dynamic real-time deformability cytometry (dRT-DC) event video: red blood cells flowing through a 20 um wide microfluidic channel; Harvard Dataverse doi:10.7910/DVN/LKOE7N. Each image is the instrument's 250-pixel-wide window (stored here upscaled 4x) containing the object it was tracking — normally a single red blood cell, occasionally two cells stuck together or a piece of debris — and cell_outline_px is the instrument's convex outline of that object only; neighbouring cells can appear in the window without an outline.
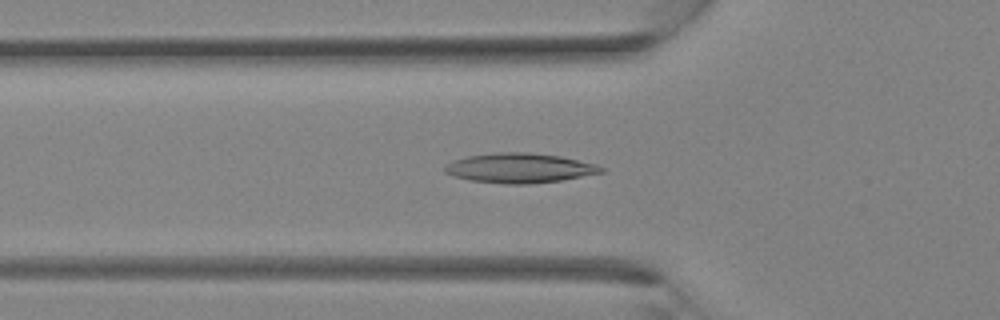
{"species": "Egyptian fruit bat (a non-hibernating species)", "species_latin": "Rousettus aegyptiacus", "temperature_condition": "room temperature", "stored_images_in_passage": 34, "camera_frame_rate_fps": 3000, "um_per_image_px": 0.085, "animal": {"sex": "female"}, "frame": {"image": 1, "passage_image": 11, "time_ms": 3.333, "image_size_px": [1000, 320], "cell_outline_px": [[604, 172], [560, 180], [528, 184], [504, 184], [472, 180], [452, 176], [444, 172], [444, 168], [448, 164], [456, 160], [468, 156], [496, 152], [528, 152], [560, 156], [596, 164], [604, 168]], "centroid_in_image_um": [44.17, 14.28], "position_along_channel_um": 81.6, "area_um2": 26.82}}
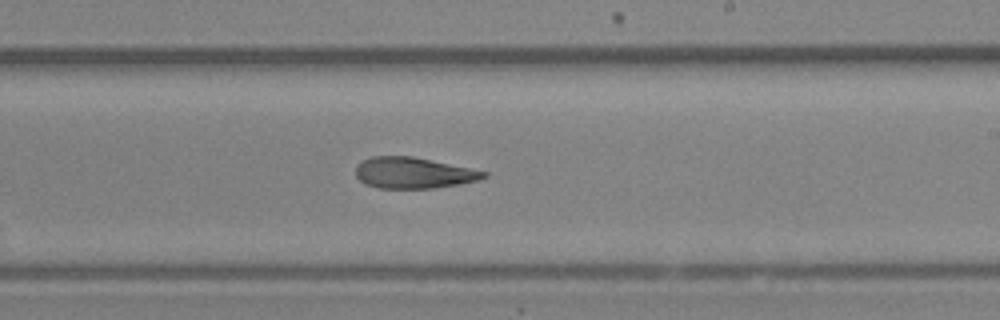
{"frame": {"image": 2, "passage_image": 20, "time_ms": 6.333, "image_size_px": [1000, 320], "cell_outline_px": [[488, 176], [476, 180], [456, 184], [432, 188], [380, 188], [364, 184], [356, 176], [356, 164], [372, 156], [412, 156], [488, 172]], "centroid_in_image_um": [35.09, 14.69], "position_along_channel_um": 253.9, "area_um2": 22.89}}
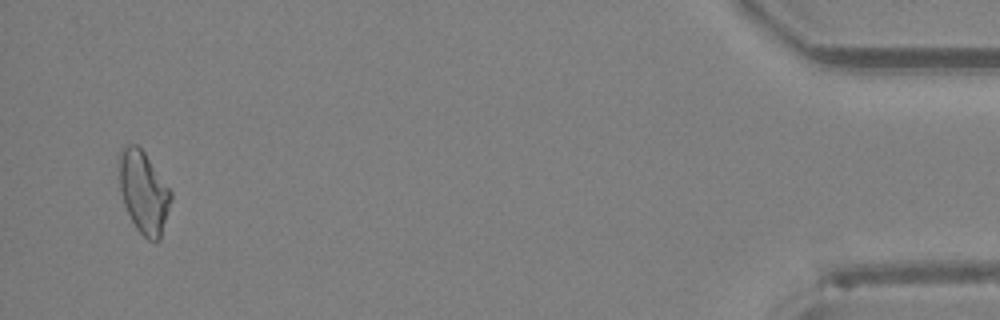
{"frame": {"image": 3, "passage_image": 33, "time_ms": 10.667, "image_size_px": [1000, 320], "cell_outline_px": [[172, 200], [160, 240], [156, 244], [148, 240], [136, 228], [124, 204], [120, 192], [120, 152], [128, 144], [136, 144], [144, 152], [172, 192]], "centroid_in_image_um": [12.24, 16.39], "position_along_channel_um": 423.0, "area_um2": 24.57}}